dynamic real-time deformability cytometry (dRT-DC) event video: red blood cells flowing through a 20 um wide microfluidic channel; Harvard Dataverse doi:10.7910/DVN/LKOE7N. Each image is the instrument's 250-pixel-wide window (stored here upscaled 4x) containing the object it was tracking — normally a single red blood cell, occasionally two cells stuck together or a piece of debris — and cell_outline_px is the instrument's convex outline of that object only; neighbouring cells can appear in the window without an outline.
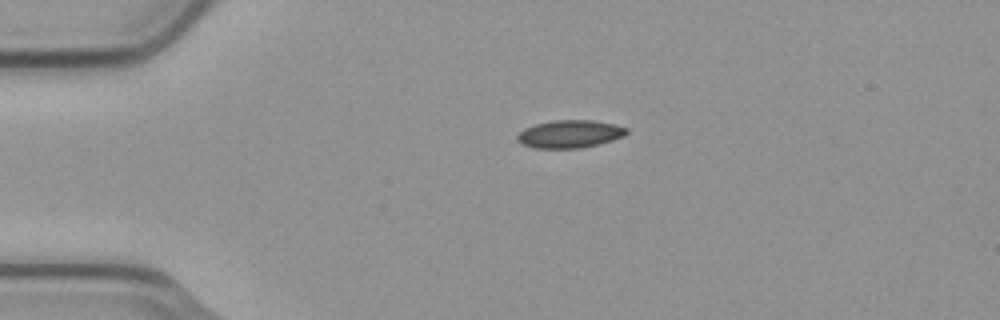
{"species": "common noctule bat (a hibernating species)", "species_latin": "Nyctalus noctula", "temperature_condition": "cold", "stored_images_in_passage": 2, "camera_frame_rate_fps": 3000, "um_per_image_px": 0.085, "animal": {"sex": "male", "body_mass_g": 23.1, "forearm_length_mm": 52.7}, "frame": {"image": 1, "passage_image": 2, "time_ms": 0.333, "image_size_px": [1000, 320], "cell_outline_px": [[628, 132], [624, 136], [600, 144], [580, 148], [532, 148], [516, 140], [516, 136], [524, 128], [536, 124], [552, 120], [592, 120], [616, 124], [628, 128]], "centroid_in_image_um": [48.45, 11.38], "position_along_channel_um": 36.6, "area_um2": 17.8}}